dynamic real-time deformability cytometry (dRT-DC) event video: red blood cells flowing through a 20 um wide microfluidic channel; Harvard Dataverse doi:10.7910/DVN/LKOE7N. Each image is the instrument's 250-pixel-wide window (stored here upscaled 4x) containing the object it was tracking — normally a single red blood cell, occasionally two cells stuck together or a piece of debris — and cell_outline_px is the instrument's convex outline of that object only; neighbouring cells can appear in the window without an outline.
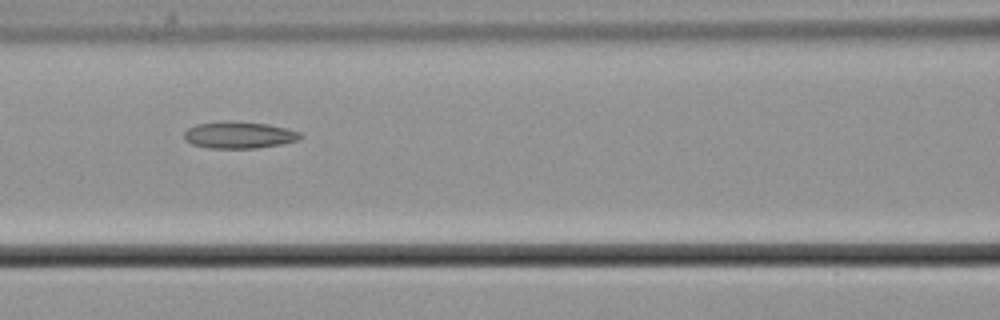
{"species": "common noctule bat (a hibernating species)", "species_latin": "Nyctalus noctula", "temperature_condition": "cold", "stored_images_in_passage": 5, "camera_frame_rate_fps": 3000, "um_per_image_px": 0.085, "animal": {"sex": "male", "body_mass_g": 21.5, "forearm_length_mm": 52.0}, "frame": {"image": 1, "passage_image": 4, "time_ms": 1.0, "image_size_px": [1000, 320], "cell_outline_px": [[304, 136], [296, 140], [280, 144], [256, 148], [208, 148], [192, 144], [184, 140], [184, 132], [188, 128], [196, 124], [268, 124], [288, 128], [300, 132]], "centroid_in_image_um": [20.34, 11.53], "position_along_channel_um": 146.3, "area_um2": 17.22}}
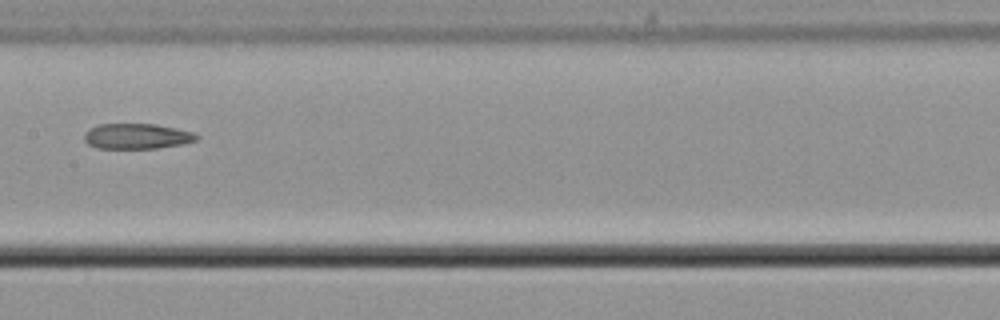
{"frame": {"image": 2, "passage_image": 5, "time_ms": 1.333, "image_size_px": [1000, 320], "cell_outline_px": [[200, 136], [196, 140], [184, 144], [156, 148], [96, 148], [88, 144], [84, 140], [84, 132], [100, 124], [156, 124], [196, 132]], "centroid_in_image_um": [11.67, 11.58], "position_along_channel_um": 195.7, "area_um2": 16.7}}